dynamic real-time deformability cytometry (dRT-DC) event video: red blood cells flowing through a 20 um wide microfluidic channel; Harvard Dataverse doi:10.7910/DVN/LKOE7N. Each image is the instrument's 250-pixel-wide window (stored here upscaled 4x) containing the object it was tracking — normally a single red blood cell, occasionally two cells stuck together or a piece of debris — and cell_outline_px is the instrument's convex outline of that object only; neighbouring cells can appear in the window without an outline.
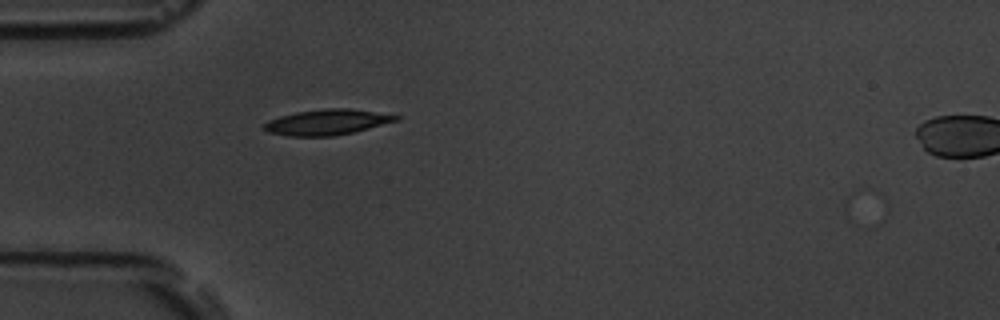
{"species": "common noctule bat (a hibernating species)", "species_latin": "Nyctalus noctula", "temperature_condition": "room temperature", "stored_images_in_passage": 39, "camera_frame_rate_fps": 3000, "um_per_image_px": 0.085, "animal": {"sex": "male", "body_mass_g": 19.5, "forearm_length_mm": 54.6}, "frame": {"image": 1, "passage_image": 1, "time_ms": 0.0, "image_size_px": [1000, 320], "cell_outline_px": [[400, 120], [352, 132], [332, 136], [288, 136], [268, 132], [264, 128], [264, 124], [268, 120], [280, 116], [296, 112], [324, 108], [348, 108], [400, 116]], "centroid_in_image_um": [27.77, 10.38], "position_along_channel_um": 57.2, "area_um2": 19.42}}
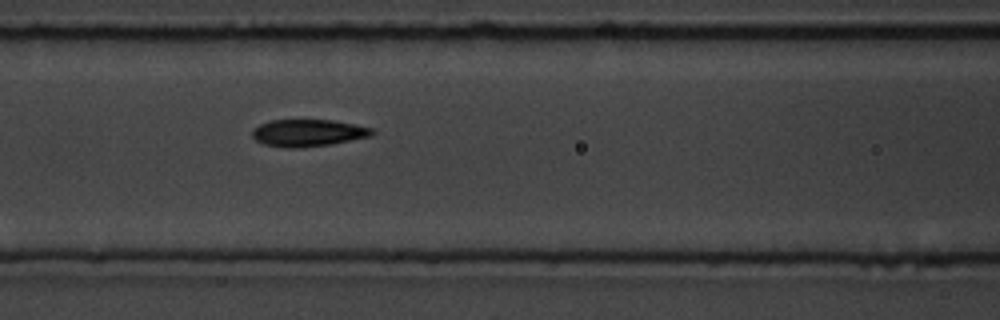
{"frame": {"image": 2, "passage_image": 8, "time_ms": 2.333, "image_size_px": [1000, 320], "cell_outline_px": [[376, 132], [372, 136], [332, 144], [300, 148], [288, 148], [264, 144], [256, 140], [252, 136], [252, 132], [260, 124], [272, 120], [332, 120], [356, 124], [372, 128]], "centroid_in_image_um": [26.24, 11.3], "position_along_channel_um": 140.4, "area_um2": 18.96}}
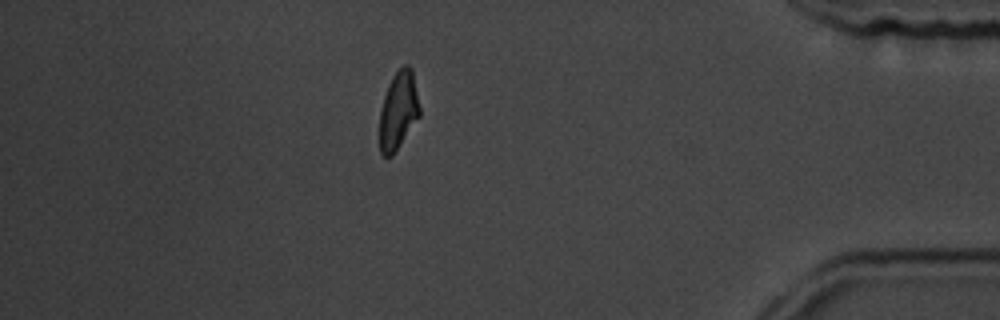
{"frame": {"image": 3, "passage_image": 32, "time_ms": 10.333, "image_size_px": [1000, 320], "cell_outline_px": [[420, 116], [392, 156], [384, 156], [380, 152], [380, 112], [384, 96], [388, 84], [392, 76], [404, 64], [408, 64], [412, 68], [420, 108]], "centroid_in_image_um": [33.87, 9.37], "position_along_channel_um": 401.3, "area_um2": 18.15}, "authors_computed_cell_mechanics": {"area_um2": 18.9584, "velocity_mm_per_s": 3.7745, "shape_relaxation_time_tau1_ms": 2.5391, "shape_relaxation_time_tau2_ms": 1.8414, "deformation_change_tau1": 0.1311, "deformation_change_tau2": 0.0815}}